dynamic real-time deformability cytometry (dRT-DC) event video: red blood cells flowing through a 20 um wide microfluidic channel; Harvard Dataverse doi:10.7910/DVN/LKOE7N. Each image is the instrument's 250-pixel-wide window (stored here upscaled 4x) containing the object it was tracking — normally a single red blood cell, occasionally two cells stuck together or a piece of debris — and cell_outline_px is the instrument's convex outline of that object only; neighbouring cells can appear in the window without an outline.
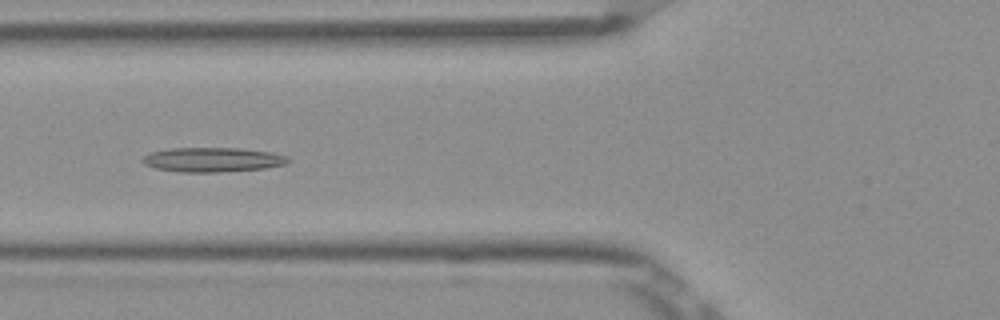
{"species": "Egyptian fruit bat (a non-hibernating species)", "species_latin": "Rousettus aegyptiacus", "temperature_condition": "room temperature", "stored_images_in_passage": 52, "camera_frame_rate_fps": 3000, "um_per_image_px": 0.085, "frame": {"image": 1, "passage_image": 20, "time_ms": 6.333, "image_size_px": [1000, 320], "cell_outline_px": [[292, 160], [288, 164], [264, 168], [220, 172], [180, 172], [156, 168], [144, 164], [140, 160], [144, 156], [152, 152], [172, 148], [240, 148], [272, 152], [288, 156]], "centroid_in_image_um": [18.12, 13.57], "position_along_channel_um": 107.7, "area_um2": 20.87}}
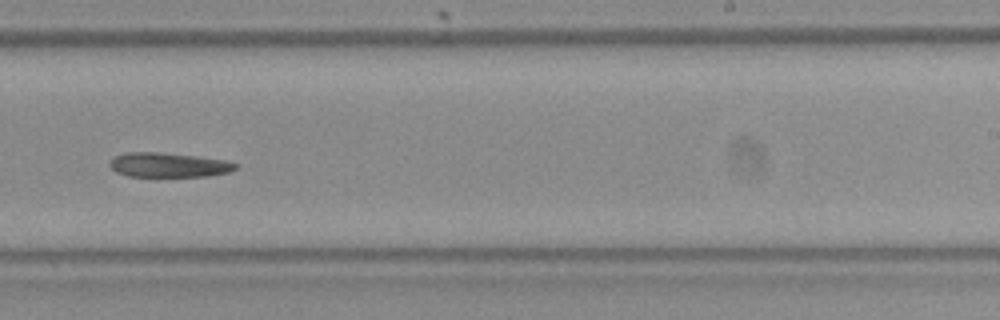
{"frame": {"image": 2, "passage_image": 33, "time_ms": 10.667, "image_size_px": [1000, 320], "cell_outline_px": [[236, 168], [228, 172], [208, 176], [128, 176], [116, 172], [108, 164], [112, 156], [124, 152], [160, 152], [196, 156], [224, 160], [236, 164]], "centroid_in_image_um": [14.25, 14.01], "position_along_channel_um": 274.8, "area_um2": 17.92}}
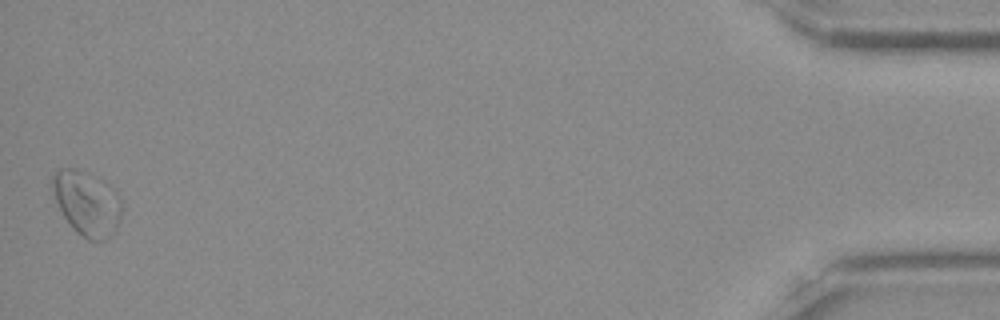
{"frame": {"image": 3, "passage_image": 52, "time_ms": 17.0, "image_size_px": [1000, 320], "cell_outline_px": [[120, 216], [116, 228], [108, 240], [88, 240], [76, 232], [72, 228], [64, 216], [56, 200], [52, 188], [52, 176], [56, 168], [76, 168], [84, 172], [112, 188], [120, 196]], "centroid_in_image_um": [7.36, 17.29], "position_along_channel_um": 427.8, "area_um2": 25.61}}